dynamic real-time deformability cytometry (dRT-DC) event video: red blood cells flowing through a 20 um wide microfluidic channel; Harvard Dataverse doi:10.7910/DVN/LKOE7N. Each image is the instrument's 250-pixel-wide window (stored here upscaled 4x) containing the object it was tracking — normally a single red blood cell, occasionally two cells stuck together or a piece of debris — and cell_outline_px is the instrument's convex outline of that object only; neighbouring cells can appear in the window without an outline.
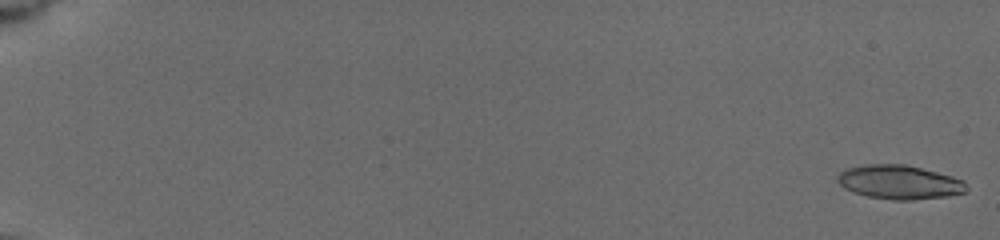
{"species": "common noctule bat (a hibernating species)", "species_latin": "Nyctalus noctula", "temperature_condition": "cold", "stored_images_in_passage": 21, "camera_frame_rate_fps": 3000, "um_per_image_px": 0.085, "animal": {"sex": "female", "body_mass_g": 19.5, "forearm_length_mm": 54.1}, "frame": {"image": 1, "passage_image": 1, "time_ms": 0.0, "image_size_px": [1000, 240], "cell_outline_px": [[968, 188], [964, 192], [948, 196], [912, 200], [892, 200], [868, 196], [852, 192], [844, 188], [836, 180], [836, 176], [840, 172], [848, 168], [868, 164], [904, 164], [952, 176], [964, 180]], "centroid_in_image_um": [76.44, 15.49], "position_along_channel_um": 8.6, "area_um2": 25.49}}
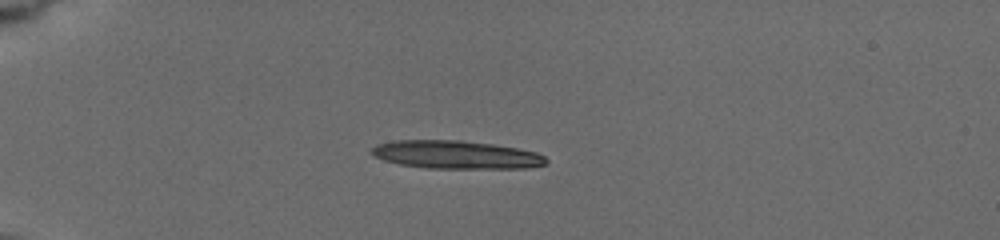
{"frame": {"image": 2, "passage_image": 14, "time_ms": 5.333, "image_size_px": [1000, 240], "cell_outline_px": [[548, 164], [524, 168], [424, 168], [400, 164], [384, 160], [372, 156], [372, 148], [376, 144], [396, 140], [460, 140], [492, 144], [516, 148], [536, 152], [544, 156], [548, 160]], "centroid_in_image_um": [38.75, 13.15], "position_along_channel_um": 46.2, "area_um2": 28.61}}